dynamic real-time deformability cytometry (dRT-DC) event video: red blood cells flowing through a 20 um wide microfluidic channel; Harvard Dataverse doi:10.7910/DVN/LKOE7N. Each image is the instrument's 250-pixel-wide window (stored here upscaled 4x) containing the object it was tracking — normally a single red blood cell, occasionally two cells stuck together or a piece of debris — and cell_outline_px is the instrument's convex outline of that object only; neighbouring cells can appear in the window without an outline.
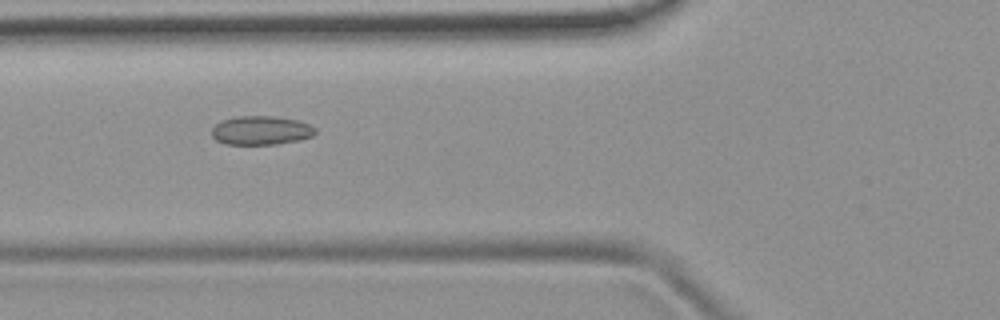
{"species": "common noctule bat (a hibernating species)", "species_latin": "Nyctalus noctula", "temperature_condition": "room temperature", "stored_images_in_passage": 8, "camera_frame_rate_fps": 3000, "um_per_image_px": 0.085, "animal": {"sex": "female", "body_mass_g": 19.9}, "frame": {"image": 1, "passage_image": 6, "time_ms": 1.667, "image_size_px": [1000, 320], "cell_outline_px": [[316, 132], [312, 136], [300, 140], [276, 144], [224, 144], [216, 140], [212, 136], [212, 128], [220, 120], [236, 116], [276, 116], [296, 120], [308, 124], [316, 128]], "centroid_in_image_um": [22.17, 11.08], "position_along_channel_um": 103.6, "area_um2": 17.51}}
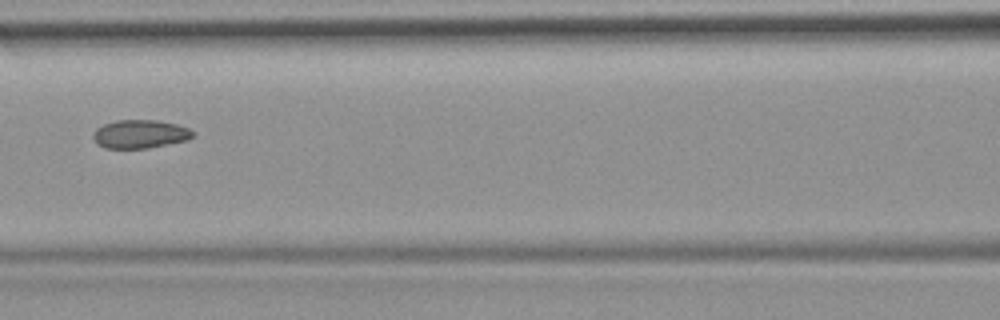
{"frame": {"image": 2, "passage_image": 7, "time_ms": 2.0, "image_size_px": [1000, 320], "cell_outline_px": [[196, 132], [188, 140], [148, 148], [104, 148], [96, 144], [92, 136], [92, 132], [96, 128], [104, 124], [116, 120], [156, 120], [176, 124], [188, 128]], "centroid_in_image_um": [11.88, 11.39], "position_along_channel_um": 154.7, "area_um2": 16.65}}